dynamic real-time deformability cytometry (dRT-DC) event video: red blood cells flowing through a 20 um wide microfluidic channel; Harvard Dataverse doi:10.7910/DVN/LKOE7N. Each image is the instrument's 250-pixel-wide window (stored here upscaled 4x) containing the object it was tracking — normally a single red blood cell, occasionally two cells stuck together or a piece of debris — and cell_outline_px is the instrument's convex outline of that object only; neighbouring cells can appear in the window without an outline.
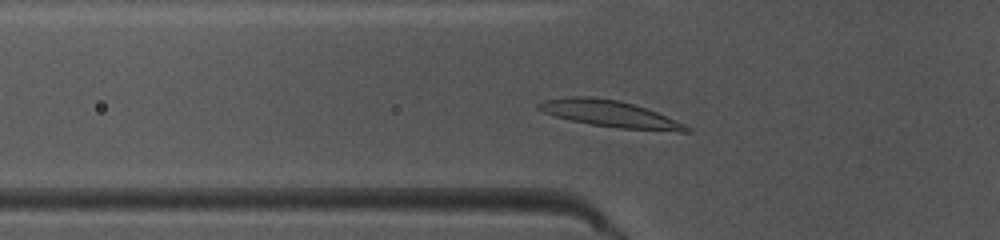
{"species": "common noctule bat (a hibernating species)", "species_latin": "Nyctalus noctula", "temperature_condition": "warm", "stored_images_in_passage": 41, "camera_frame_rate_fps": 3000, "um_per_image_px": 0.085, "animal": {"sex": "female", "body_mass_g": 10.0, "forearm_length_mm": 53.1}, "frame": {"image": 1, "passage_image": 8, "time_ms": 2.333, "image_size_px": [1000, 240], "cell_outline_px": [[692, 132], [680, 132], [620, 128], [592, 124], [572, 120], [556, 116], [544, 112], [536, 108], [536, 104], [544, 100], [568, 96], [592, 96], [620, 100], [656, 112], [684, 124], [692, 128]], "centroid_in_image_um": [51.84, 9.66], "position_along_channel_um": 74.0, "area_um2": 22.72}}
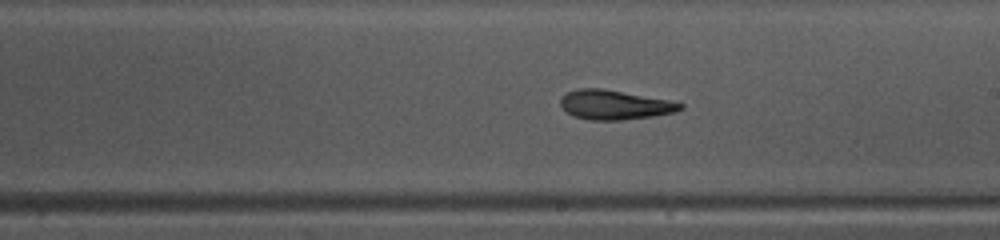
{"frame": {"image": 2, "passage_image": 20, "time_ms": 6.333, "image_size_px": [1000, 240], "cell_outline_px": [[684, 108], [676, 112], [652, 116], [620, 120], [588, 120], [572, 116], [560, 104], [560, 96], [568, 92], [580, 88], [604, 88], [668, 100], [684, 104]], "centroid_in_image_um": [52.23, 8.91], "position_along_channel_um": 236.8, "area_um2": 20.58}}
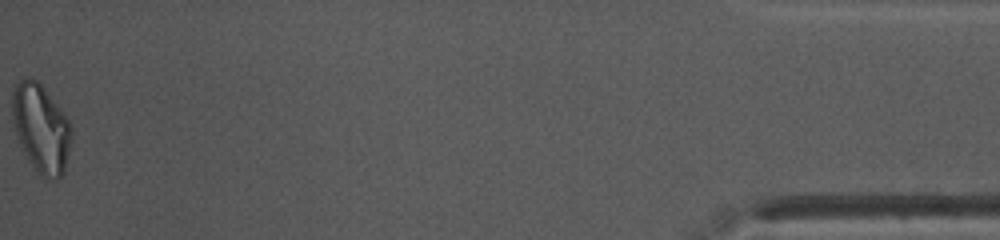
{"frame": {"image": 3, "passage_image": 41, "time_ms": 13.333, "image_size_px": [1000, 240], "cell_outline_px": [[72, 140], [64, 172], [60, 176], [48, 180], [40, 176], [28, 160], [20, 144], [16, 132], [12, 116], [12, 92], [16, 84], [20, 80], [28, 76], [32, 76], [44, 88], [60, 108], [68, 120], [72, 128]], "centroid_in_image_um": [3.49, 10.9], "position_along_channel_um": 431.7, "area_um2": 30.46}, "authors_computed_cell_mechanics": {"area_um2": 21.097, "velocity_mm_per_s": 4.0316, "shape_relaxation_time_tau1_ms": 5.5419, "shape_relaxation_time_tau2_ms": 2.9932, "deformation_change_tau1": 0.2114, "deformation_change_tau2": 0.1245}}